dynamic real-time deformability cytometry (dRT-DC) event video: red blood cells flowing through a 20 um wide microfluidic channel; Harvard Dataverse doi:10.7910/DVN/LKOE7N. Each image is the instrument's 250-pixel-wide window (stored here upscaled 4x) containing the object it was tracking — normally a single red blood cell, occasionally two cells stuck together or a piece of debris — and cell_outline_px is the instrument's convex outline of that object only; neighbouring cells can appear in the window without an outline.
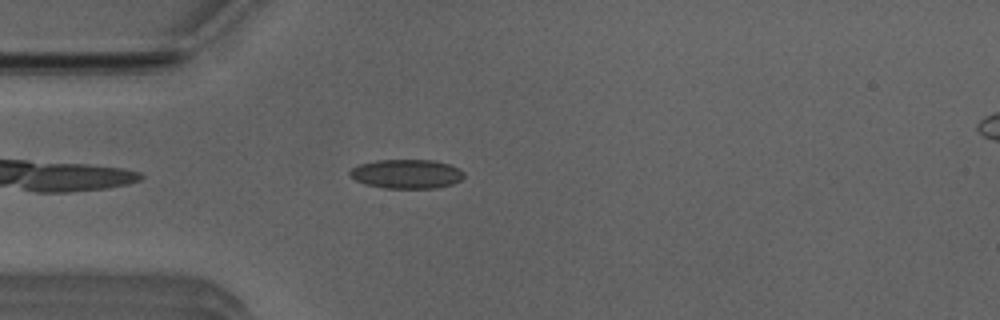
{"species": "Egyptian fruit bat (a non-hibernating species)", "species_latin": "Rousettus aegyptiacus", "temperature_condition": "room temperature", "stored_images_in_passage": 18, "camera_frame_rate_fps": 3000, "um_per_image_px": 0.085, "animal": {"sex": "male"}, "frame": {"image": 1, "passage_image": 3, "time_ms": 0.667, "image_size_px": [1000, 320], "cell_outline_px": [[464, 176], [460, 180], [452, 184], [436, 188], [384, 188], [364, 184], [348, 176], [348, 172], [356, 164], [376, 160], [432, 160], [448, 164], [464, 172]], "centroid_in_image_um": [34.49, 14.78], "position_along_channel_um": 50.5, "area_um2": 19.48}}
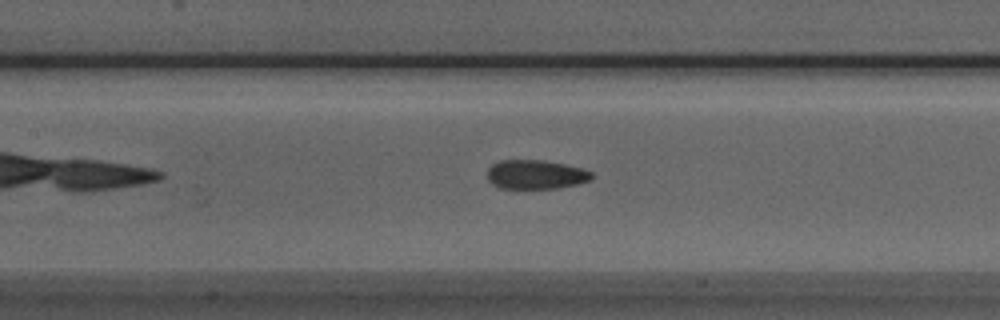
{"frame": {"image": 2, "passage_image": 12, "time_ms": 3.667, "image_size_px": [1000, 320], "cell_outline_px": [[592, 176], [588, 180], [576, 184], [556, 188], [496, 188], [488, 180], [488, 168], [492, 164], [500, 160], [544, 160], [564, 164], [580, 168], [592, 172]], "centroid_in_image_um": [45.48, 14.83], "position_along_channel_um": 161.9, "area_um2": 17.57}}
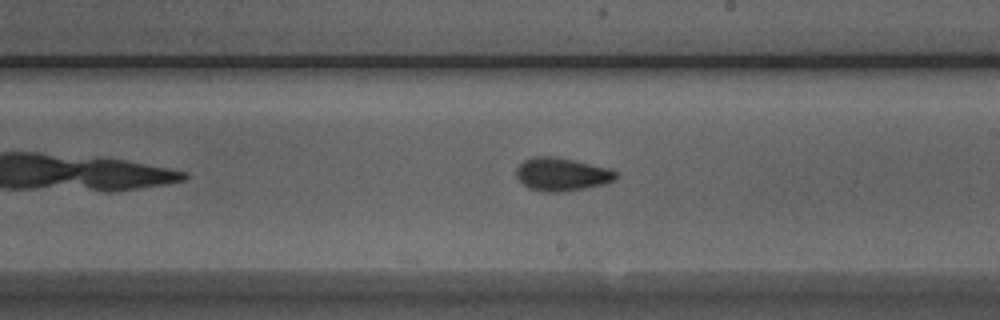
{"frame": {"image": 3, "passage_image": 18, "time_ms": 5.667, "image_size_px": [1000, 320], "cell_outline_px": [[616, 180], [604, 184], [584, 188], [556, 192], [544, 192], [528, 188], [516, 176], [516, 168], [524, 160], [532, 156], [556, 156], [608, 168], [616, 172]], "centroid_in_image_um": [47.72, 14.8], "position_along_channel_um": 241.3, "area_um2": 19.13}}